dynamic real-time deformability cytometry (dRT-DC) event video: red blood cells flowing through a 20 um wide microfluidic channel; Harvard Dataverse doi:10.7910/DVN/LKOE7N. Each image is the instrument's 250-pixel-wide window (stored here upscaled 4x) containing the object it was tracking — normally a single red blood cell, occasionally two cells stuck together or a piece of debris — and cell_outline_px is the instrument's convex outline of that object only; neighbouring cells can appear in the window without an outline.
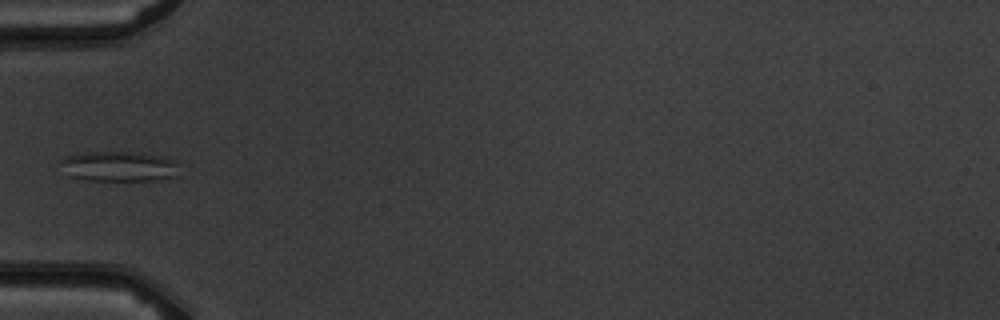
{"species": "common noctule bat (a hibernating species)", "species_latin": "Nyctalus noctula", "temperature_condition": "warm", "stored_images_in_passage": 6, "camera_frame_rate_fps": 3000, "um_per_image_px": 0.085, "animal": {"sex": "male", "body_mass_g": 19.5, "forearm_length_mm": 54.6}, "frame": {"image": 1, "passage_image": 5, "time_ms": 4.667, "image_size_px": [1000, 320], "cell_outline_px": [[180, 176], [156, 180], [88, 180], [68, 176], [56, 160], [64, 156], [84, 152], [136, 152], [164, 156], [180, 160]], "centroid_in_image_um": [10.17, 14.13], "position_along_channel_um": 74.8, "area_um2": 21.68}}
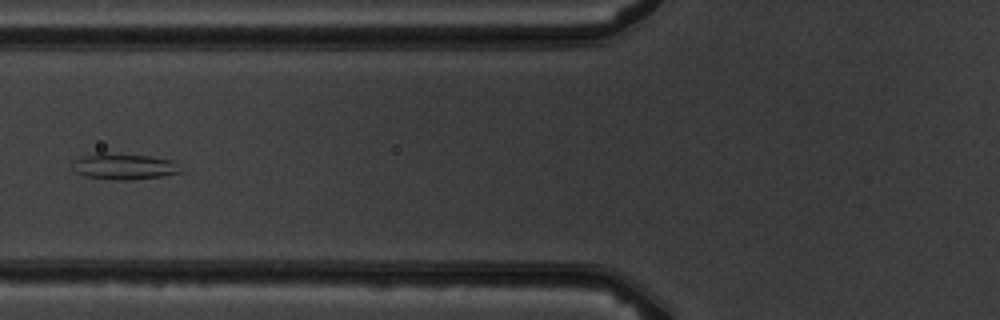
{"frame": {"image": 2, "passage_image": 6, "time_ms": 5.667, "image_size_px": [1000, 320], "cell_outline_px": [[184, 172], [160, 176], [132, 180], [116, 180], [84, 176], [76, 172], [76, 160], [84, 156], [104, 152], [148, 156], [176, 160]], "centroid_in_image_um": [10.66, 14.15], "position_along_channel_um": 115.1, "area_um2": 16.3}}